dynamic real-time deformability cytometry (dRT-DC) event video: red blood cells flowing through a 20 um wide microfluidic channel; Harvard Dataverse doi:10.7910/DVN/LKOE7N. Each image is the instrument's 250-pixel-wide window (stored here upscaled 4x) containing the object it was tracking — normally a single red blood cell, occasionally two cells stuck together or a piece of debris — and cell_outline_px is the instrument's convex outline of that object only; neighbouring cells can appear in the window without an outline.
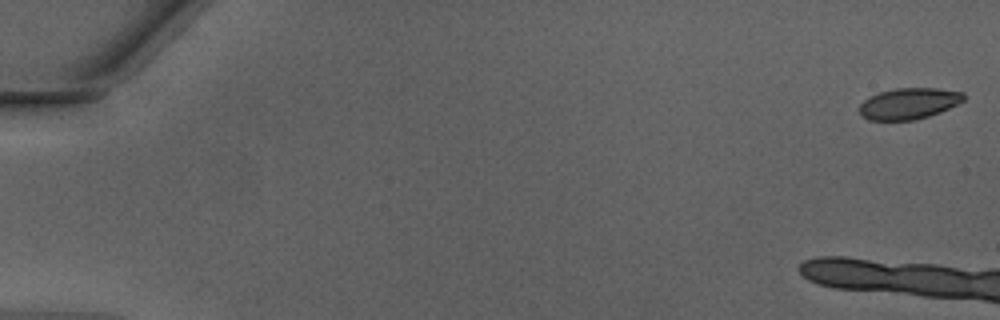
{"species": "Egyptian fruit bat (a non-hibernating species)", "species_latin": "Rousettus aegyptiacus", "temperature_condition": "warm", "stored_images_in_passage": 15, "camera_frame_rate_fps": 3000, "um_per_image_px": 0.085, "animal": {"sex": "male"}, "frame": {"image": 1, "passage_image": 1, "time_ms": 0.0, "image_size_px": [1000, 320], "cell_outline_px": [[964, 100], [940, 112], [916, 120], [868, 120], [860, 116], [860, 104], [868, 96], [880, 92], [896, 88], [936, 88], [964, 92]], "centroid_in_image_um": [77.22, 8.8], "position_along_channel_um": 7.8, "area_um2": 18.96}}